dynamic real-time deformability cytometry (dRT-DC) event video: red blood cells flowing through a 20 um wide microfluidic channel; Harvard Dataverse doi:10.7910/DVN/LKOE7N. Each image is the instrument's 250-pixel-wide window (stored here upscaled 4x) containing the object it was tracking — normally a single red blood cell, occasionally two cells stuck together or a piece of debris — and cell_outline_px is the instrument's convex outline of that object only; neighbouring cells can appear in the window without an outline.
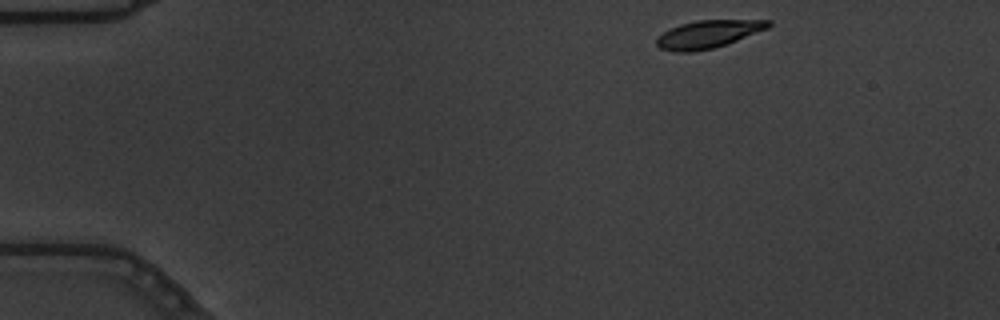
{"species": "common noctule bat (a hibernating species)", "species_latin": "Nyctalus noctula", "temperature_condition": "warm", "stored_images_in_passage": 49, "camera_frame_rate_fps": 3000, "um_per_image_px": 0.085, "animal": {"sex": "male", "body_mass_g": 19.5, "forearm_length_mm": 54.6}, "frame": {"image": 1, "passage_image": 1, "time_ms": 0.0, "image_size_px": [1000, 320], "cell_outline_px": [[772, 24], [768, 28], [736, 40], [712, 48], [692, 52], [676, 52], [660, 48], [656, 44], [656, 36], [680, 24], [696, 20], [772, 20]], "centroid_in_image_um": [60.17, 2.9], "position_along_channel_um": 24.8, "area_um2": 17.86}}
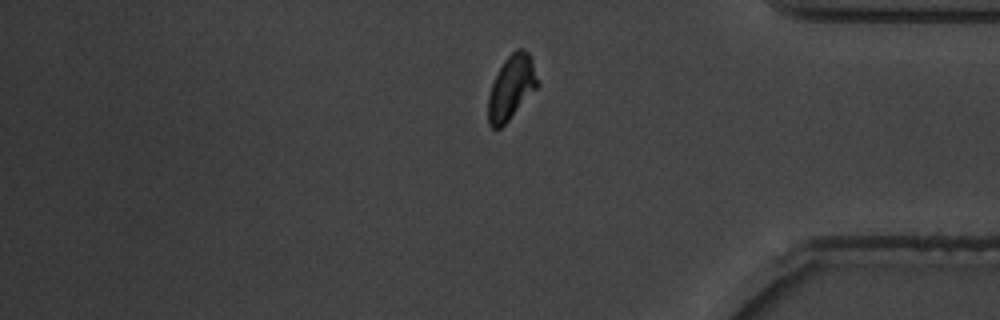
{"frame": {"image": 2, "passage_image": 40, "time_ms": 13.0, "image_size_px": [1000, 320], "cell_outline_px": [[540, 84], [508, 120], [500, 128], [492, 128], [488, 124], [488, 96], [492, 84], [504, 60], [516, 48], [524, 48], [528, 52], [532, 60]], "centroid_in_image_um": [43.47, 7.41], "position_along_channel_um": 391.7, "area_um2": 18.26}}
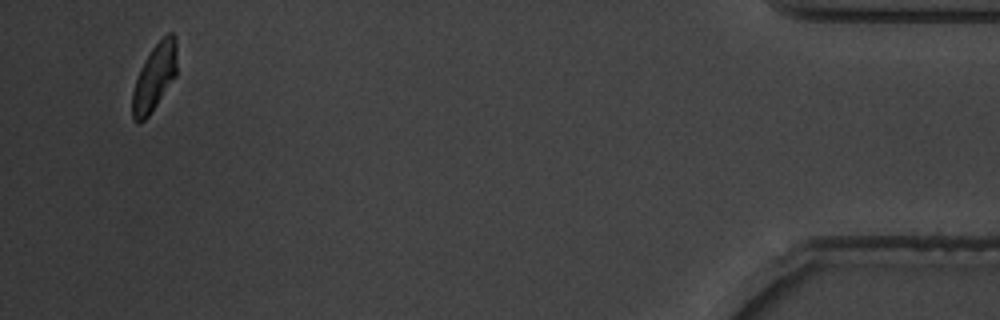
{"frame": {"image": 3, "passage_image": 47, "time_ms": 15.333, "image_size_px": [1000, 320], "cell_outline_px": [[176, 76], [148, 116], [144, 120], [136, 120], [132, 116], [132, 92], [140, 68], [144, 60], [152, 48], [168, 32], [172, 32], [176, 36]], "centroid_in_image_um": [13.14, 6.52], "position_along_channel_um": 422.1, "area_um2": 17.05}, "authors_computed_cell_mechanics": {"area_um2": 18.6116, "velocity_mm_per_s": 3.63, "shape_relaxation_time_tau1_ms": 2.3575, "shape_relaxation_time_tau2_ms": 1.313, "deformation_change_tau1": 0.1197, "deformation_change_tau2": 0.0535}}